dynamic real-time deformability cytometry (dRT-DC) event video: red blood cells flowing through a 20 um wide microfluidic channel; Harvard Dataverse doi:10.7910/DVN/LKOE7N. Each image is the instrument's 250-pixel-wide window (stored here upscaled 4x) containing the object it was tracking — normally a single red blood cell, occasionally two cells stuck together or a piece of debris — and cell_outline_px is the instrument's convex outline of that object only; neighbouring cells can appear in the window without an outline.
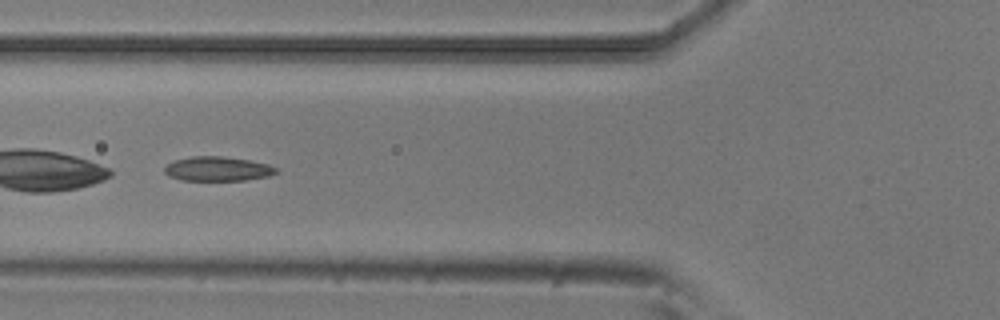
{"species": "common noctule bat (a hibernating species)", "species_latin": "Nyctalus noctula", "temperature_condition": "room temperature", "stored_images_in_passage": 46, "camera_frame_rate_fps": 3000, "um_per_image_px": 0.085, "animal": {"sex": "male", "body_mass_g": 20.5, "forearm_length_mm": 52.5}, "frame": {"image": 1, "passage_image": 14, "time_ms": 4.333, "image_size_px": [1000, 320], "cell_outline_px": [[276, 172], [268, 176], [244, 180], [180, 180], [168, 176], [164, 172], [164, 168], [168, 164], [176, 160], [192, 156], [220, 156], [248, 160], [268, 164], [276, 168]], "centroid_in_image_um": [18.46, 14.35], "position_along_channel_um": 107.3, "area_um2": 15.66}}
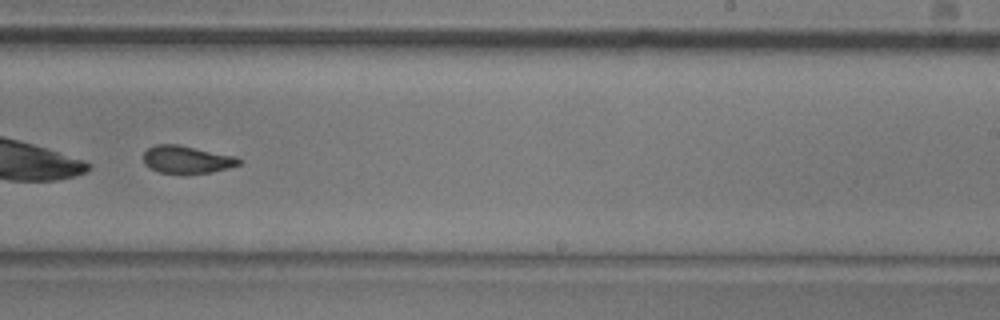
{"frame": {"image": 2, "passage_image": 27, "time_ms": 8.667, "image_size_px": [1000, 320], "cell_outline_px": [[244, 160], [240, 164], [228, 168], [212, 172], [160, 172], [144, 164], [144, 152], [148, 148], [156, 144], [176, 144], [236, 156]], "centroid_in_image_um": [15.91, 13.54], "position_along_channel_um": 273.1, "area_um2": 15.03}, "authors_computed_cell_mechanics": {"area_um2": 16.3574, "velocity_mm_per_s": 3.8242, "shape_relaxation_time_tau1_ms": 7.1105, "shape_relaxation_time_tau2_ms": 2.7537, "deformation_change_tau1": 0.1626, "deformation_change_tau2": 0.0921}}